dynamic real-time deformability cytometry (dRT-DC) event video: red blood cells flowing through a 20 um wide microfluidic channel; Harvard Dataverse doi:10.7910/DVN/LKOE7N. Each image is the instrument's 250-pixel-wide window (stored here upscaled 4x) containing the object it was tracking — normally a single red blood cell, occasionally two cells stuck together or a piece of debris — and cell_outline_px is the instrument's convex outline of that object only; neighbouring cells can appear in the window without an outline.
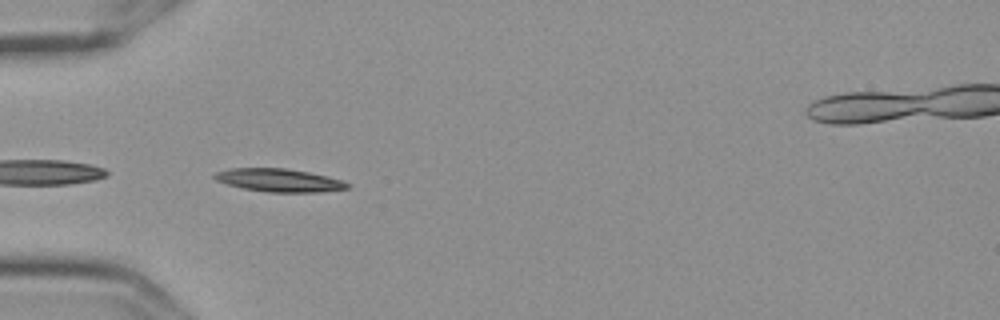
{"species": "Egyptian fruit bat (a non-hibernating species)", "species_latin": "Rousettus aegyptiacus", "temperature_condition": "cold", "stored_images_in_passage": 40, "camera_frame_rate_fps": 3000, "um_per_image_px": 0.085, "frame": {"image": 1, "passage_image": 1, "time_ms": 0.0, "image_size_px": [1000, 320], "cell_outline_px": [[352, 184], [348, 188], [320, 192], [268, 192], [244, 188], [228, 184], [216, 180], [212, 176], [216, 172], [228, 168], [288, 168], [328, 176], [344, 180]], "centroid_in_image_um": [23.76, 15.31], "position_along_channel_um": 61.2, "area_um2": 17.92}}
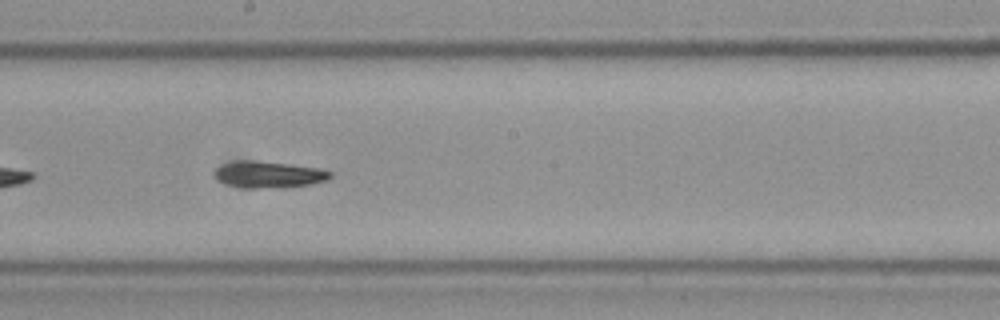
{"frame": {"image": 2, "passage_image": 15, "time_ms": 4.667, "image_size_px": [1000, 320], "cell_outline_px": [[332, 176], [328, 180], [308, 184], [284, 188], [244, 188], [228, 184], [220, 180], [216, 176], [216, 168], [224, 164], [240, 160], [252, 160], [288, 164], [320, 168], [332, 172]], "centroid_in_image_um": [22.89, 14.84], "position_along_channel_um": 225.3, "area_um2": 17.74}}
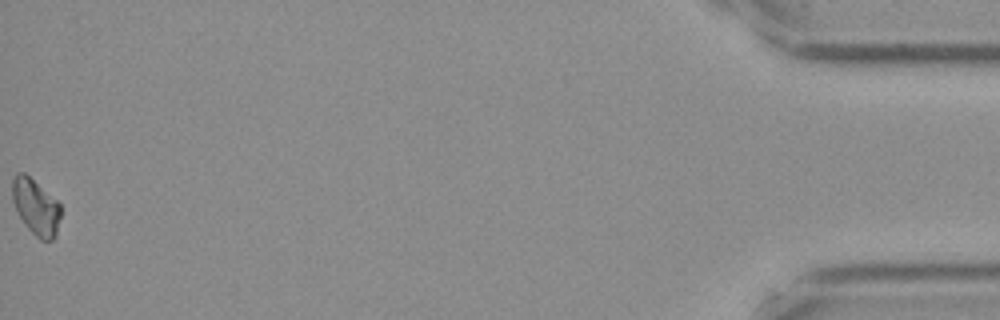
{"frame": {"image": 3, "passage_image": 40, "time_ms": 13.0, "image_size_px": [1000, 320], "cell_outline_px": [[60, 216], [56, 236], [52, 240], [40, 240], [24, 224], [16, 212], [12, 200], [12, 176], [16, 172], [24, 172], [56, 200], [60, 204]], "centroid_in_image_um": [3.01, 17.58], "position_along_channel_um": 432.2, "area_um2": 15.78}, "authors_computed_cell_mechanics": {"area_um2": 16.2129, "velocity_mm_per_s": 3.5995, "shape_relaxation_time_tau1_ms": 6.0899, "shape_relaxation_time_tau2_ms": 4.9527, "deformation_change_tau1": 0.0976, "deformation_change_tau2": 0.0595}}